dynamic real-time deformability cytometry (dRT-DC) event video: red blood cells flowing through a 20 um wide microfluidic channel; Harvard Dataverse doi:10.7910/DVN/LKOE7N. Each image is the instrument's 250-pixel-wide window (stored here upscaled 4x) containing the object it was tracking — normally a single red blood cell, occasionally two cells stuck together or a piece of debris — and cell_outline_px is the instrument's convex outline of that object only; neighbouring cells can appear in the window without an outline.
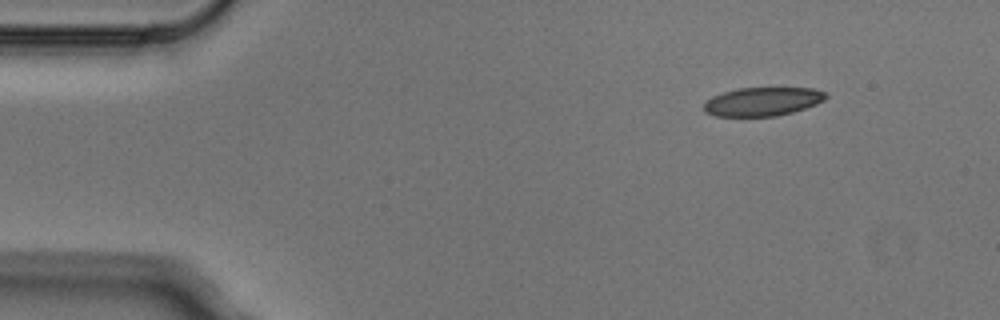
{"species": "Egyptian fruit bat (a non-hibernating species)", "species_latin": "Rousettus aegyptiacus", "temperature_condition": "cold", "stored_images_in_passage": 4, "camera_frame_rate_fps": 3000, "um_per_image_px": 0.085, "animal": {"sex": "male"}, "frame": {"image": 1, "passage_image": 1, "time_ms": 0.0, "image_size_px": [1000, 320], "cell_outline_px": [[828, 96], [824, 100], [816, 104], [792, 112], [776, 116], [716, 116], [704, 112], [704, 104], [712, 96], [724, 92], [740, 88], [812, 88], [828, 92]], "centroid_in_image_um": [64.84, 8.63], "position_along_channel_um": 20.2, "area_um2": 20.29}}